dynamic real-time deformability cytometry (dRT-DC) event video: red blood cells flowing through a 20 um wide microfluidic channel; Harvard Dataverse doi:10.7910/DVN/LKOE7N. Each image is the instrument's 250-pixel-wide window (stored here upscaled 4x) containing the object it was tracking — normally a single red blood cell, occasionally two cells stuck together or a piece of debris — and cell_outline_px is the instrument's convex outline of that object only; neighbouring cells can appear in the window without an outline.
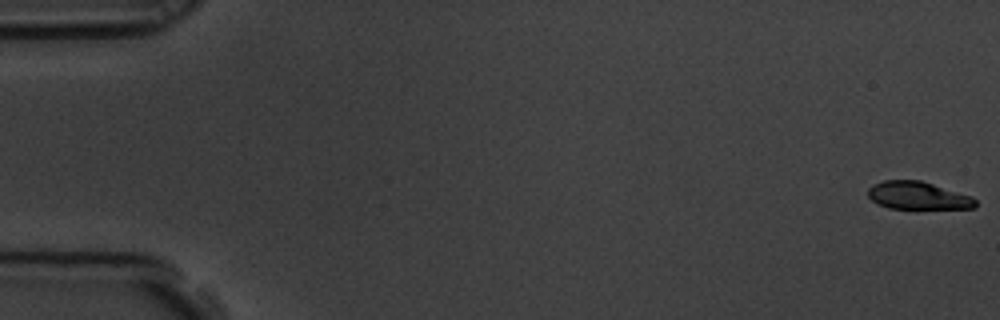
{"species": "common noctule bat (a hibernating species)", "species_latin": "Nyctalus noctula", "temperature_condition": "room temperature", "stored_images_in_passage": 5, "camera_frame_rate_fps": 3000, "um_per_image_px": 0.085, "animal": {"sex": "male", "body_mass_g": 19.5, "forearm_length_mm": 54.6}, "frame": {"image": 1, "passage_image": 1, "time_ms": 0.0, "image_size_px": [1000, 320], "cell_outline_px": [[976, 208], [888, 208], [876, 204], [868, 196], [868, 188], [872, 184], [884, 180], [920, 180], [972, 196], [976, 200]], "centroid_in_image_um": [77.99, 16.62], "position_along_channel_um": 7.0, "area_um2": 17.34}}
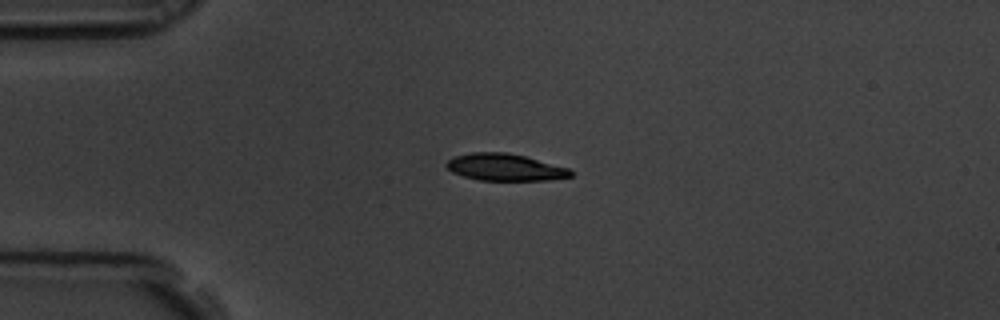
{"frame": {"image": 2, "passage_image": 5, "time_ms": 1.333, "image_size_px": [1000, 320], "cell_outline_px": [[572, 176], [548, 180], [480, 180], [464, 176], [452, 172], [444, 164], [452, 156], [472, 152], [508, 152], [524, 156], [568, 168], [572, 172]], "centroid_in_image_um": [42.88, 14.21], "position_along_channel_um": 42.1, "area_um2": 19.42}}